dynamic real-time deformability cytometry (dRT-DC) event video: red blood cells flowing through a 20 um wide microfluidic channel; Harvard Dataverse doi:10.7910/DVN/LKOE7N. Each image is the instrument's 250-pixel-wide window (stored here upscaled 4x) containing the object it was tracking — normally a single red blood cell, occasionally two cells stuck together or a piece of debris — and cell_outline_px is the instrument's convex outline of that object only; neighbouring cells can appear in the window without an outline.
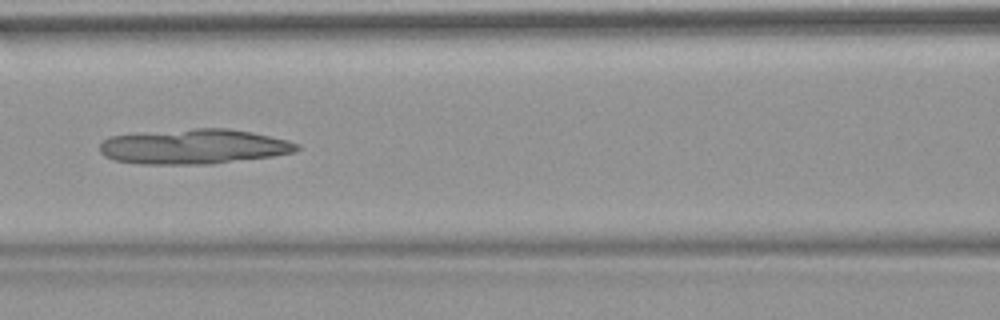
{"species": "common noctule bat (a hibernating species)", "species_latin": "Nyctalus noctula", "temperature_condition": "warm", "stored_images_in_passage": 42, "camera_frame_rate_fps": 3000, "um_per_image_px": 0.085, "animal": {"sex": "female", "body_mass_g": 18.4}, "frame": {"image": 1, "passage_image": 13, "time_ms": 4.0, "image_size_px": [1000, 320], "cell_outline_px": [[300, 148], [296, 152], [272, 156], [212, 164], [140, 164], [112, 160], [104, 156], [100, 152], [100, 144], [108, 136], [136, 132], [192, 128], [228, 128], [252, 132], [288, 140], [300, 144]], "centroid_in_image_um": [16.44, 12.45], "position_along_channel_um": 150.2, "area_um2": 40.75}}